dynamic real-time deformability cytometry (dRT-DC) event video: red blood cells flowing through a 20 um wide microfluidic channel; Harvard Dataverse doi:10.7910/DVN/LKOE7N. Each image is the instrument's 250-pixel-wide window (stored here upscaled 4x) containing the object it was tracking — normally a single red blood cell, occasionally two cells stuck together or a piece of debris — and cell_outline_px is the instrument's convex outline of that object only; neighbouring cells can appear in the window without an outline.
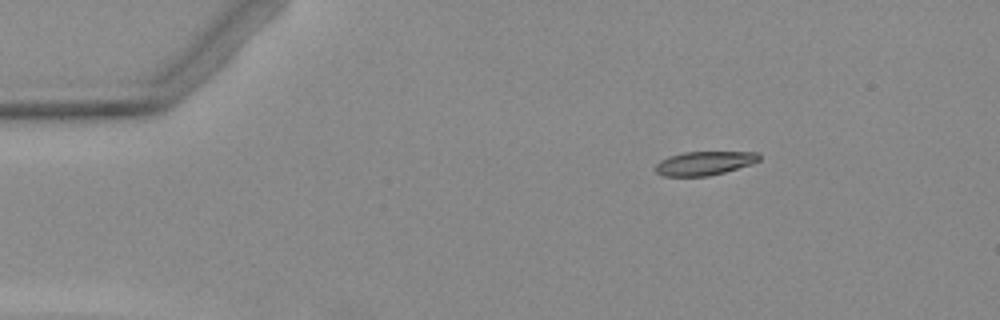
{"species": "Egyptian fruit bat (a non-hibernating species)", "species_latin": "Rousettus aegyptiacus", "temperature_condition": "warm", "stored_images_in_passage": 3, "camera_frame_rate_fps": 3000, "um_per_image_px": 0.085, "animal": {"sex": "female"}, "frame": {"image": 1, "passage_image": 1, "time_ms": 0.0, "image_size_px": [1000, 320], "cell_outline_px": [[760, 160], [752, 164], [724, 172], [708, 176], [664, 176], [656, 172], [656, 164], [660, 160], [668, 156], [684, 152], [756, 152], [760, 156]], "centroid_in_image_um": [59.87, 13.87], "position_along_channel_um": 25.1, "area_um2": 14.33}}